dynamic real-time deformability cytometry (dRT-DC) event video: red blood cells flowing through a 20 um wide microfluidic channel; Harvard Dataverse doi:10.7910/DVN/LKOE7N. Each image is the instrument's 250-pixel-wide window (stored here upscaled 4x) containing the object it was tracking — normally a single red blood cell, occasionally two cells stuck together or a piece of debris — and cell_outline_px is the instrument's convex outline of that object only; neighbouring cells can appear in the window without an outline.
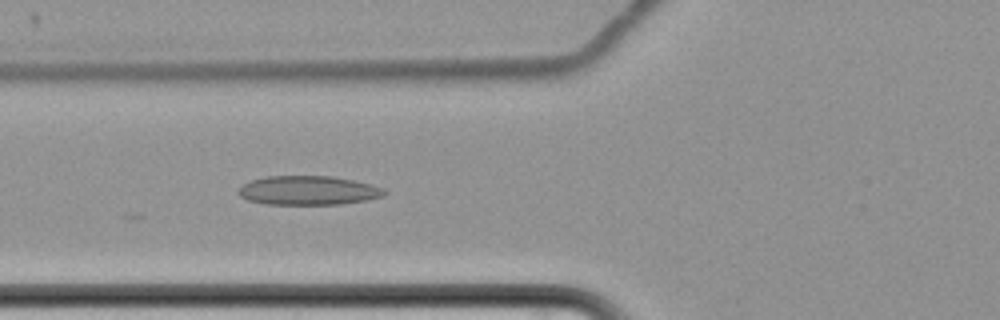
{"species": "common noctule bat (a hibernating species)", "species_latin": "Nyctalus noctula", "temperature_condition": "cold", "stored_images_in_passage": 8, "camera_frame_rate_fps": 3000, "um_per_image_px": 0.085, "animal": {"sex": "female", "body_mass_g": 22.7, "forearm_length_mm": 54.2}, "frame": {"image": 1, "passage_image": 8, "time_ms": 8.667, "image_size_px": [1000, 320], "cell_outline_px": [[388, 192], [384, 196], [368, 200], [340, 204], [264, 204], [248, 200], [240, 196], [236, 192], [244, 184], [252, 180], [264, 176], [332, 176], [372, 184], [384, 188]], "centroid_in_image_um": [26.23, 16.19], "position_along_channel_um": 99.6, "area_um2": 24.85}}